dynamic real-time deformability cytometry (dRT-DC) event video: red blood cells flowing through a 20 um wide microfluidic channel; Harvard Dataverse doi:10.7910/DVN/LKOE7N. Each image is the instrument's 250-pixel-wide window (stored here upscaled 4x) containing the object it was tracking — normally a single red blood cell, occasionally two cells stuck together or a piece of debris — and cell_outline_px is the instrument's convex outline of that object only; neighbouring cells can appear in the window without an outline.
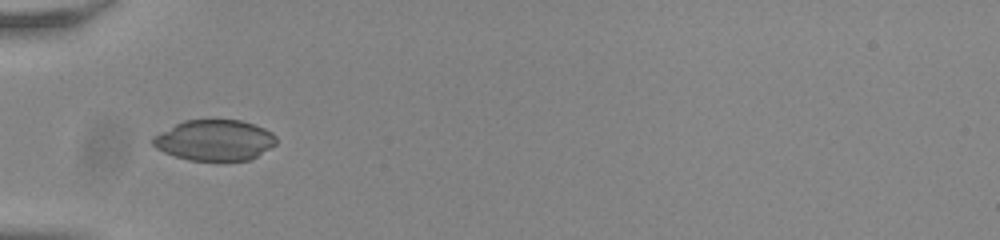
{"species": "common noctule bat (a hibernating species)", "species_latin": "Nyctalus noctula", "temperature_condition": "room temperature", "stored_images_in_passage": 36, "camera_frame_rate_fps": 3000, "um_per_image_px": 0.085, "animal": {"sex": "male", "body_mass_g": 20.0, "forearm_length_mm": 53.3}, "frame": {"image": 1, "passage_image": 1, "time_ms": 0.0, "image_size_px": [1000, 240], "cell_outline_px": [[276, 144], [256, 156], [248, 160], [188, 160], [164, 152], [156, 148], [152, 144], [152, 136], [184, 120], [240, 120], [264, 128], [272, 132], [276, 136]], "centroid_in_image_um": [18.23, 11.91], "position_along_channel_um": 66.8, "area_um2": 29.07}}
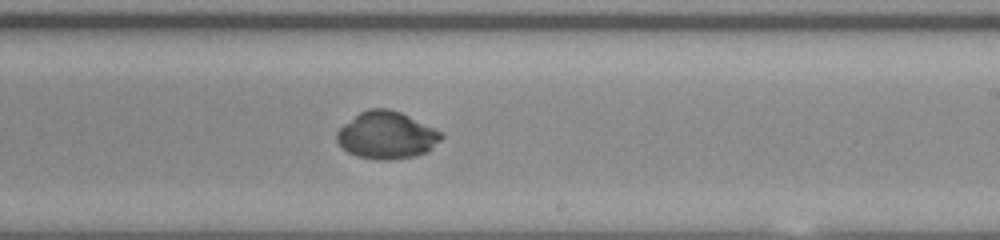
{"frame": {"image": 2, "passage_image": 16, "time_ms": 5.0, "image_size_px": [1000, 240], "cell_outline_px": [[444, 136], [428, 152], [416, 156], [392, 160], [376, 160], [356, 156], [348, 152], [336, 140], [336, 132], [344, 124], [360, 112], [368, 108], [388, 108], [400, 112], [444, 132]], "centroid_in_image_um": [32.89, 11.5], "position_along_channel_um": 256.1, "area_um2": 28.96}}
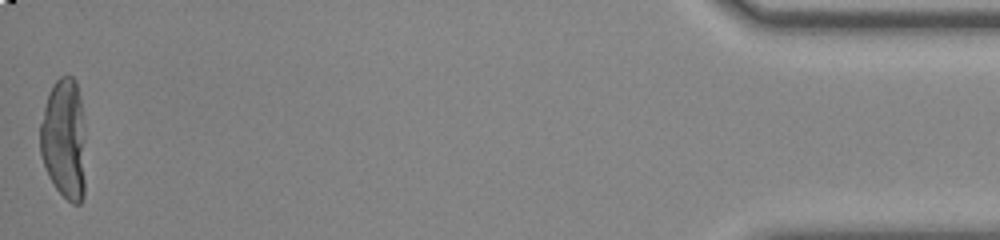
{"frame": {"image": 3, "passage_image": 36, "time_ms": 11.667, "image_size_px": [1000, 240], "cell_outline_px": [[84, 196], [80, 204], [72, 204], [56, 188], [48, 176], [40, 152], [40, 124], [44, 108], [52, 84], [60, 76], [72, 76], [76, 80], [80, 96], [84, 136]], "centroid_in_image_um": [5.45, 11.82], "position_along_channel_um": 429.8, "area_um2": 31.96}, "authors_computed_cell_mechanics": {"area_um2": 29.3046, "velocity_mm_per_s": 3.8468, "shape_relaxation_time_tau1_ms": 11.1022, "shape_relaxation_time_tau2_ms": 1.4015, "deformation_change_tau1": 0.3057, "deformation_change_tau2": 0.0134}}